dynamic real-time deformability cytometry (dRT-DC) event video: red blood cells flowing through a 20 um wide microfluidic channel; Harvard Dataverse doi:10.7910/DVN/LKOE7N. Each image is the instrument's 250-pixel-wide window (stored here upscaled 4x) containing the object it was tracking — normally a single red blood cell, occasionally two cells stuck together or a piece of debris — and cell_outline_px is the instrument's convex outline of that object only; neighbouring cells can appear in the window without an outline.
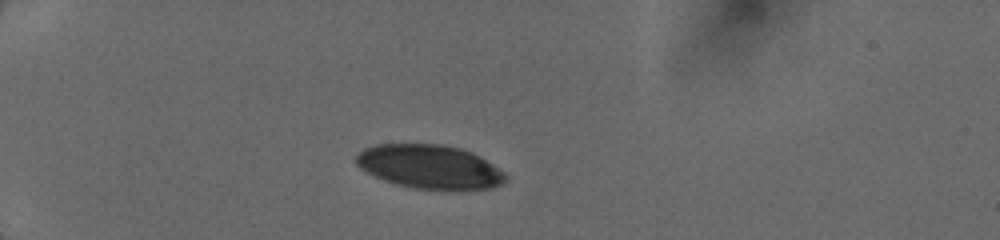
{"species": "human", "species_latin": "Homo sapiens", "temperature_condition": "cold", "stored_images_in_passage": 24, "camera_frame_rate_fps": 3000, "um_per_image_px": 0.085, "donor": {"sex": "female"}, "frame": {"image": 1, "passage_image": 1, "time_ms": 0.0, "image_size_px": [1000, 240], "cell_outline_px": [[508, 176], [500, 184], [492, 188], [452, 192], [412, 188], [396, 184], [384, 180], [360, 168], [356, 164], [356, 156], [364, 148], [376, 144], [444, 144], [460, 148], [472, 152], [480, 156], [504, 172]], "centroid_in_image_um": [36.56, 14.2], "position_along_channel_um": 48.4, "area_um2": 38.78}}
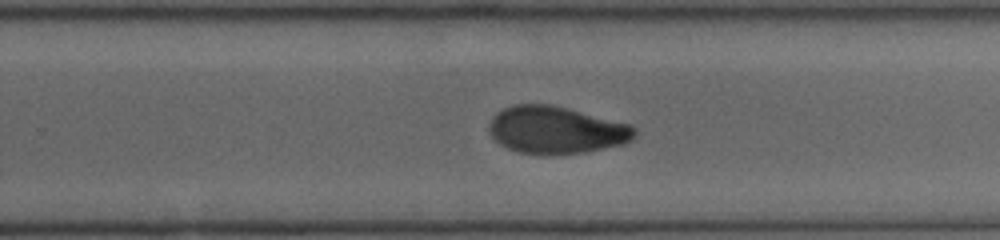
{"frame": {"image": 2, "passage_image": 14, "time_ms": 6.667, "image_size_px": [1000, 240], "cell_outline_px": [[636, 136], [632, 140], [624, 144], [584, 152], [552, 156], [544, 156], [520, 152], [508, 148], [500, 144], [492, 136], [488, 128], [492, 116], [496, 112], [504, 108], [516, 104], [548, 104], [632, 124], [636, 128]], "centroid_in_image_um": [47.28, 11.07], "position_along_channel_um": 282.5, "area_um2": 40.4}}
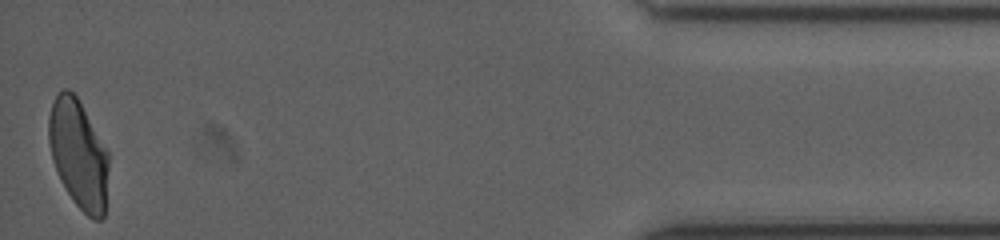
{"frame": {"image": 3, "passage_image": 24, "time_ms": 11.667, "image_size_px": [1000, 240], "cell_outline_px": [[108, 168], [104, 216], [100, 220], [92, 220], [72, 200], [60, 180], [52, 160], [48, 140], [48, 116], [52, 104], [56, 96], [64, 88], [68, 88], [76, 96], [108, 152]], "centroid_in_image_um": [6.65, 13.12], "position_along_channel_um": 428.5, "area_um2": 37.63}}